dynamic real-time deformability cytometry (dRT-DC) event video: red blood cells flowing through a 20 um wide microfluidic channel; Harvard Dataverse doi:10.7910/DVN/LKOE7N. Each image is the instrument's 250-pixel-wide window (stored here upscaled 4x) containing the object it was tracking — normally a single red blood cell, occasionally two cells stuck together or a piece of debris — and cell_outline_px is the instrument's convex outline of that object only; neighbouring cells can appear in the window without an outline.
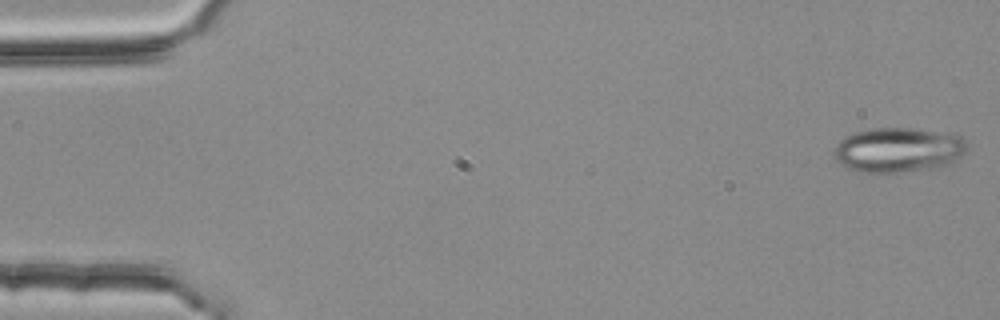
{"species": "common noctule bat (a hibernating species)", "species_latin": "Nyctalus noctula", "temperature_condition": "room temperature", "stored_images_in_passage": 54, "camera_frame_rate_fps": 3000, "um_per_image_px": 0.085, "animal": {"sex": "female", "body_mass_g": 25.1}, "frame": {"image": 1, "passage_image": 1, "time_ms": 0.0, "image_size_px": [1000, 320], "cell_outline_px": [[968, 148], [952, 164], [940, 168], [896, 172], [856, 172], [840, 164], [832, 156], [832, 152], [836, 144], [840, 140], [852, 132], [868, 128], [916, 128], [952, 132], [960, 136], [968, 144]], "centroid_in_image_um": [76.36, 12.73], "position_along_channel_um": 8.6, "area_um2": 35.6}}
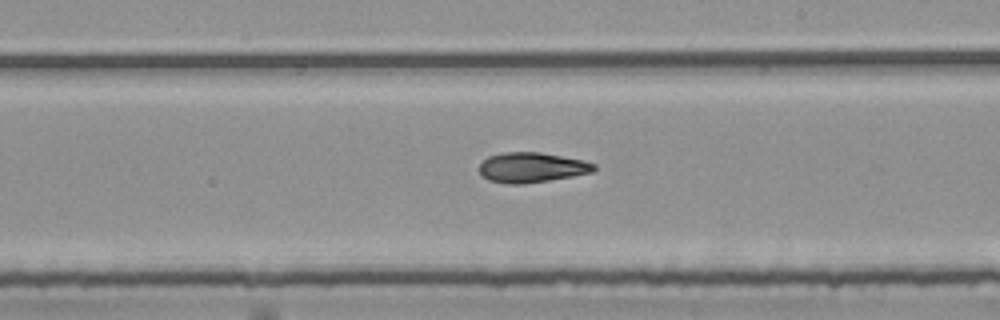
{"frame": {"image": 2, "passage_image": 31, "time_ms": 10.0, "image_size_px": [1000, 320], "cell_outline_px": [[596, 168], [592, 172], [572, 176], [524, 184], [508, 184], [488, 180], [480, 172], [480, 164], [488, 156], [504, 152], [540, 152], [584, 160], [596, 164]], "centroid_in_image_um": [45.2, 14.23], "position_along_channel_um": 243.8, "area_um2": 20.0}}
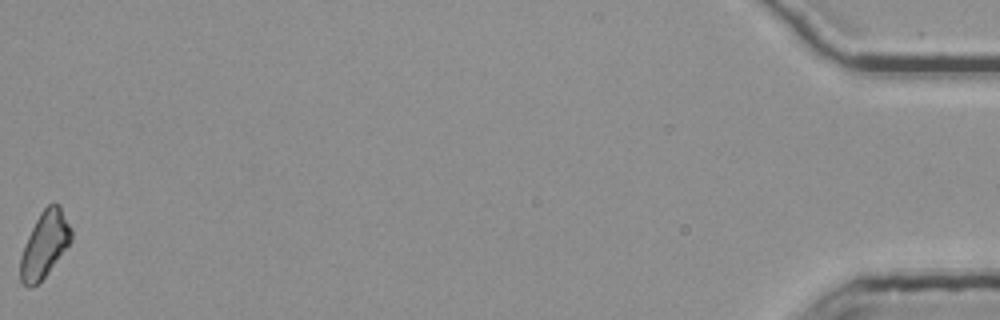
{"frame": {"image": 3, "passage_image": 54, "time_ms": 17.667, "image_size_px": [1000, 320], "cell_outline_px": [[72, 240], [48, 272], [32, 288], [28, 288], [20, 280], [20, 256], [28, 236], [40, 212], [48, 204], [60, 204], [72, 232]], "centroid_in_image_um": [3.78, 20.79], "position_along_channel_um": 431.4, "area_um2": 19.25}, "authors_computed_cell_mechanics": {"area_um2": 20.0566, "velocity_mm_per_s": 3.7794, "shape_relaxation_time_tau1_ms": 10.656, "shape_relaxation_time_tau2_ms": 4.8626, "deformation_change_tau1": 0.223, "deformation_change_tau2": 0.1225}}